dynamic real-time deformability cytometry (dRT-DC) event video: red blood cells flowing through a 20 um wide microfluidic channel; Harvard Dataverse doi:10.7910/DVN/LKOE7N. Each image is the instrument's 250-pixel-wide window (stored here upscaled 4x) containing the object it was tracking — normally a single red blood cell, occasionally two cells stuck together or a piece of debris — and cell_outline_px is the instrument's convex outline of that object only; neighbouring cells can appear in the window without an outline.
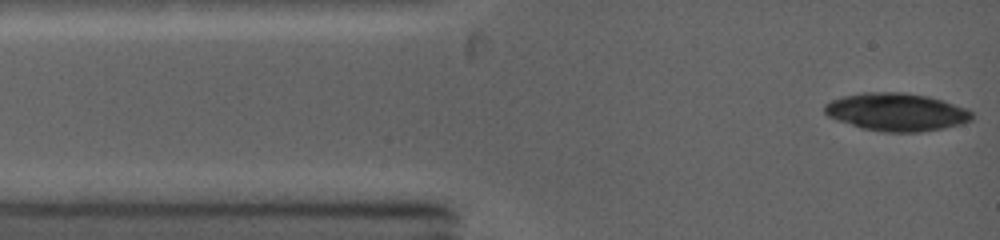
{"species": "common noctule bat (a hibernating species)", "species_latin": "Nyctalus noctula", "temperature_condition": "warm", "stored_images_in_passage": 3, "camera_frame_rate_fps": 5000, "um_per_image_px": 0.085, "animal": {"sex": "female", "body_mass_g": 19.0, "forearm_length_mm": 53.3}, "frame": {"image": 1, "passage_image": 1, "time_ms": 0.0, "image_size_px": [1000, 240], "cell_outline_px": [[972, 120], [960, 124], [944, 128], [920, 132], [884, 132], [860, 128], [836, 120], [828, 116], [824, 112], [824, 104], [832, 100], [844, 96], [864, 92], [904, 92], [928, 96], [944, 100], [968, 108], [972, 112]], "centroid_in_image_um": [76.21, 9.52], "position_along_channel_um": 8.8, "area_um2": 32.77}}